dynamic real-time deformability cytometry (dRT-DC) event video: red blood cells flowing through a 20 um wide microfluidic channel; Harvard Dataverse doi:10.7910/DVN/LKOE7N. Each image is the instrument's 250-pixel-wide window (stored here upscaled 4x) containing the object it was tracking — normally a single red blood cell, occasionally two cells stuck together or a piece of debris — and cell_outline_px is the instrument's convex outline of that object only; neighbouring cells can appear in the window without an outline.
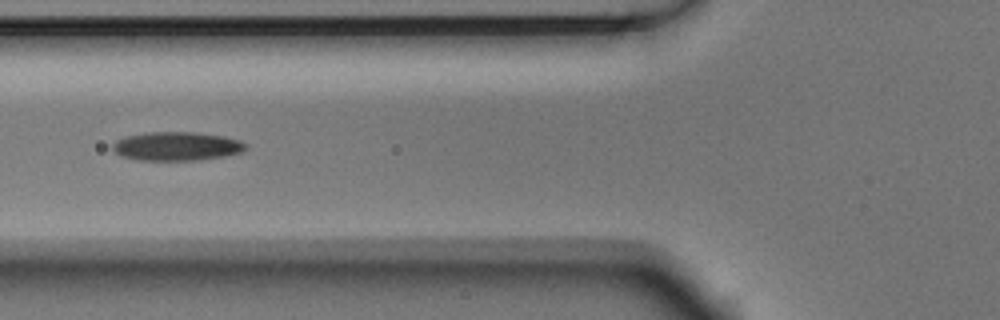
{"species": "Egyptian fruit bat (a non-hibernating species)", "species_latin": "Rousettus aegyptiacus", "temperature_condition": "room temperature", "stored_images_in_passage": 13, "camera_frame_rate_fps": 3000, "um_per_image_px": 0.085, "animal": {"sex": "male"}, "frame": {"image": 1, "passage_image": 5, "time_ms": 1.333, "image_size_px": [1000, 320], "cell_outline_px": [[248, 148], [240, 152], [224, 156], [196, 160], [140, 160], [124, 156], [116, 152], [112, 148], [112, 144], [116, 140], [124, 136], [148, 132], [196, 132], [224, 136], [240, 140], [248, 144]], "centroid_in_image_um": [15.04, 12.42], "position_along_channel_um": 110.8, "area_um2": 22.31}}
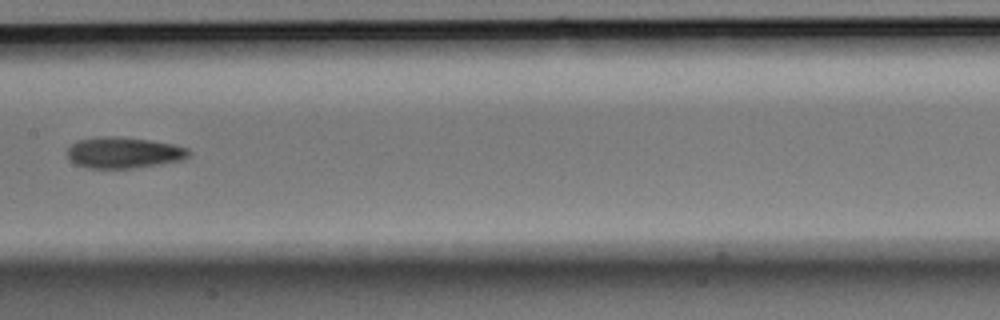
{"frame": {"image": 2, "passage_image": 7, "time_ms": 2.0, "image_size_px": [1000, 320], "cell_outline_px": [[188, 156], [180, 160], [160, 164], [132, 168], [88, 168], [76, 164], [68, 156], [68, 148], [76, 140], [104, 136], [116, 136], [148, 140], [172, 144], [188, 148]], "centroid_in_image_um": [10.49, 12.97], "position_along_channel_um": 196.9, "area_um2": 21.73}}
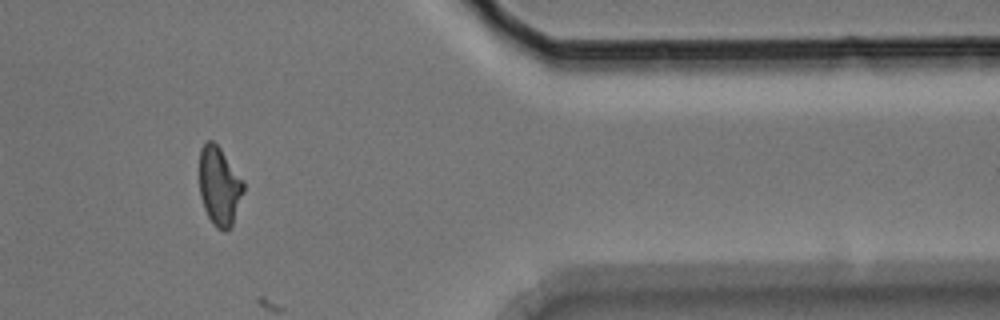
{"frame": {"image": 3, "passage_image": 12, "time_ms": 3.667, "image_size_px": [1000, 320], "cell_outline_px": [[244, 192], [232, 228], [228, 232], [224, 232], [216, 228], [212, 224], [204, 208], [200, 196], [200, 148], [208, 140], [212, 140], [220, 148], [244, 180]], "centroid_in_image_um": [18.67, 15.87], "position_along_channel_um": 392.7, "area_um2": 20.58}}